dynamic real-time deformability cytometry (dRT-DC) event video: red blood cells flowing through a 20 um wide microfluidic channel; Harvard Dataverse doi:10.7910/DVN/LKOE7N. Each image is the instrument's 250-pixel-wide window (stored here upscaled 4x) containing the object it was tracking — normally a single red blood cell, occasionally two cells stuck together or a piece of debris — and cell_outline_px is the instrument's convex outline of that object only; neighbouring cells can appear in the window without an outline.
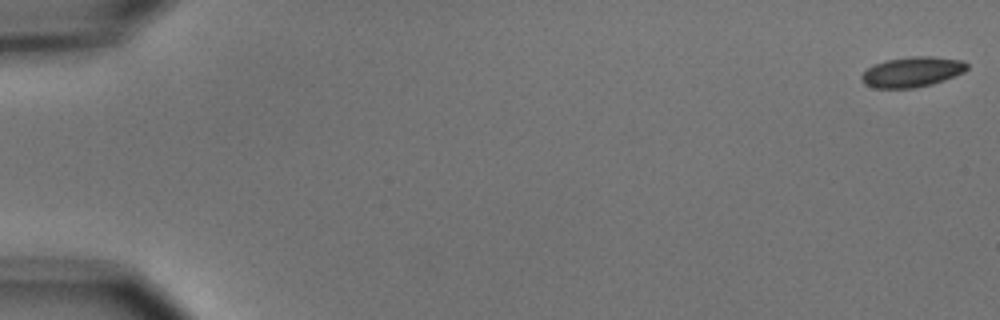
{"species": "common noctule bat (a hibernating species)", "species_latin": "Nyctalus noctula", "temperature_condition": "cold", "stored_images_in_passage": 7, "camera_frame_rate_fps": 3000, "um_per_image_px": 0.085, "animal": {"sex": "male", "body_mass_g": 15.6}, "frame": {"image": 1, "passage_image": 1, "time_ms": 0.0, "image_size_px": [1000, 320], "cell_outline_px": [[968, 68], [964, 72], [944, 80], [932, 84], [916, 88], [876, 88], [864, 84], [860, 80], [860, 76], [868, 68], [876, 64], [888, 60], [908, 56], [932, 56], [964, 60], [968, 64]], "centroid_in_image_um": [77.55, 6.11], "position_along_channel_um": 7.5, "area_um2": 18.67}}
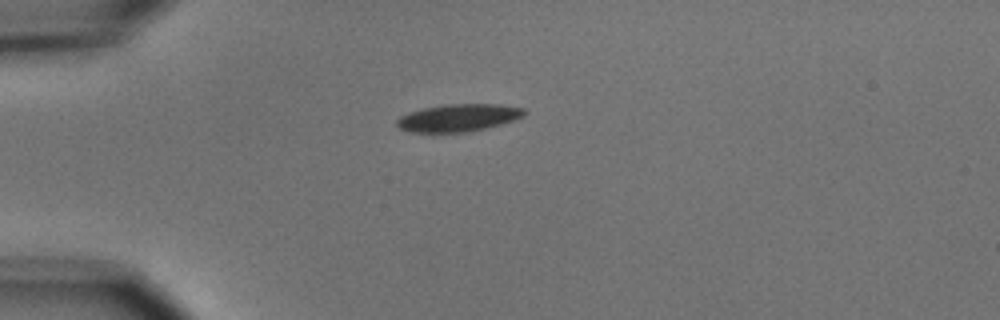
{"frame": {"image": 2, "passage_image": 5, "time_ms": 4.667, "image_size_px": [1000, 320], "cell_outline_px": [[528, 112], [524, 116], [488, 128], [468, 132], [412, 132], [400, 128], [396, 124], [396, 120], [400, 116], [408, 112], [424, 108], [444, 104], [500, 104], [524, 108]], "centroid_in_image_um": [38.98, 10.0], "position_along_channel_um": 46.0, "area_um2": 20.46}}
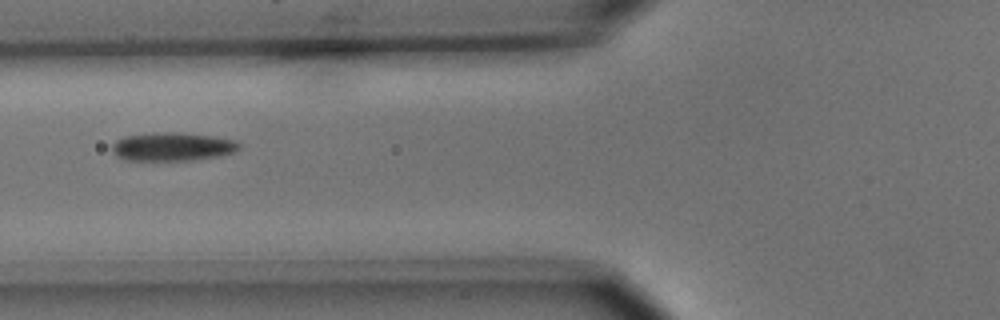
{"frame": {"image": 3, "passage_image": 7, "time_ms": 7.0, "image_size_px": [1000, 320], "cell_outline_px": [[240, 148], [236, 152], [220, 156], [192, 160], [124, 160], [116, 156], [112, 152], [112, 144], [116, 140], [124, 136], [152, 132], [180, 132], [212, 136], [236, 140], [240, 144]], "centroid_in_image_um": [14.65, 12.46], "position_along_channel_um": 111.1, "area_um2": 21.39}}